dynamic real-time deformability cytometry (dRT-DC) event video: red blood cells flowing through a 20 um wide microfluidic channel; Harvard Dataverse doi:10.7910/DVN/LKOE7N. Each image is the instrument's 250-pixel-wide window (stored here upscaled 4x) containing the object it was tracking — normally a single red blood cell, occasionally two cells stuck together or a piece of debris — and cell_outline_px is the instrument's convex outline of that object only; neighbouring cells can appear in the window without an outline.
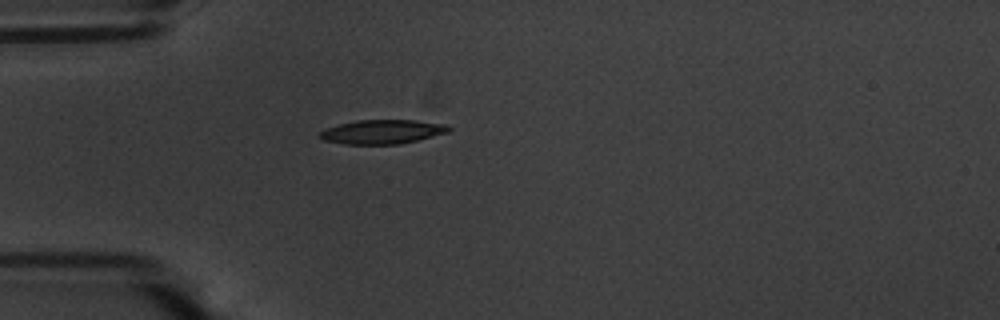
{"species": "common noctule bat (a hibernating species)", "species_latin": "Nyctalus noctula", "temperature_condition": "warm", "stored_images_in_passage": 41, "camera_frame_rate_fps": 3000, "um_per_image_px": 0.085, "animal": {"sex": "male", "body_mass_g": 20.1, "forearm_length_mm": 53.5}, "frame": {"image": 1, "passage_image": 1, "time_ms": 0.0, "image_size_px": [1000, 320], "cell_outline_px": [[452, 128], [448, 132], [400, 144], [344, 144], [324, 140], [316, 136], [320, 132], [328, 128], [340, 124], [356, 120], [416, 120], [448, 124]], "centroid_in_image_um": [32.51, 11.2], "position_along_channel_um": 52.5, "area_um2": 18.09}}
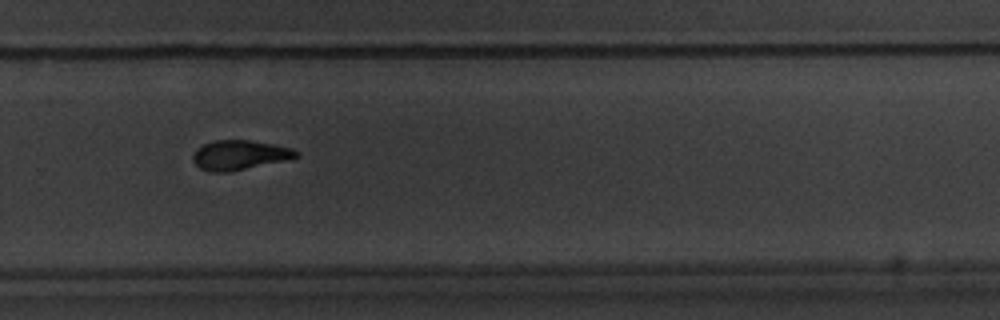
{"frame": {"image": 2, "passage_image": 23, "time_ms": 7.333, "image_size_px": [1000, 320], "cell_outline_px": [[300, 156], [288, 160], [228, 172], [212, 172], [200, 168], [192, 160], [192, 156], [196, 148], [204, 144], [216, 140], [248, 140], [272, 144], [292, 148], [300, 152]], "centroid_in_image_um": [20.38, 13.18], "position_along_channel_um": 309.4, "area_um2": 17.86}}
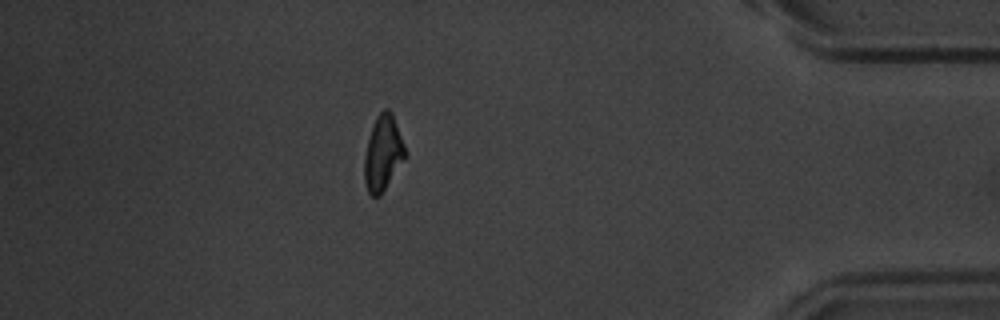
{"frame": {"image": 3, "passage_image": 34, "time_ms": 11.0, "image_size_px": [1000, 320], "cell_outline_px": [[408, 156], [380, 196], [372, 196], [368, 192], [364, 180], [364, 156], [368, 140], [376, 116], [384, 108], [388, 108], [392, 112], [408, 152]], "centroid_in_image_um": [32.59, 13.02], "position_along_channel_um": 402.6, "area_um2": 18.21}, "authors_computed_cell_mechanics": {"area_um2": 18.0914, "velocity_mm_per_s": 3.6295, "shape_relaxation_time_tau1_ms": 3.1997, "shape_relaxation_time_tau2_ms": 10.2095, "deformation_change_tau1": 0.1406, "deformation_change_tau2": 0.1993}}